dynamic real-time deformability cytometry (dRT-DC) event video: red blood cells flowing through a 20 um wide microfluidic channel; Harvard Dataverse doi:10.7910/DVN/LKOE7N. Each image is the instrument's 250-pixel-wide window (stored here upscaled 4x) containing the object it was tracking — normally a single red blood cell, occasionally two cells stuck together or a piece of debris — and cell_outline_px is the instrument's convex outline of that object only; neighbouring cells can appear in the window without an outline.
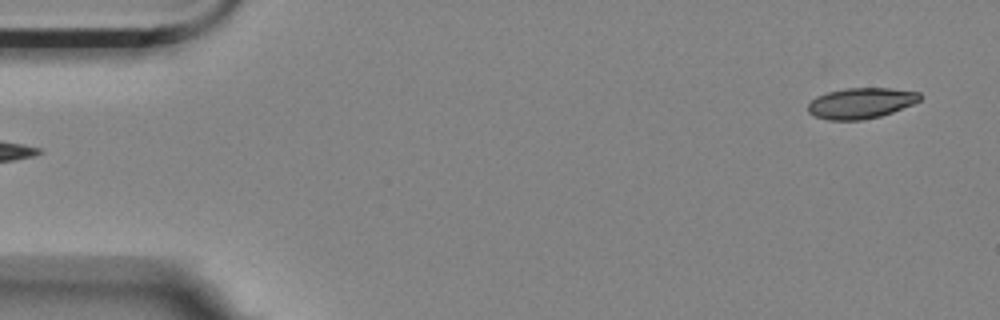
{"species": "Egyptian fruit bat (a non-hibernating species)", "species_latin": "Rousettus aegyptiacus", "temperature_condition": "room temperature", "stored_images_in_passage": 2, "camera_frame_rate_fps": 3000, "um_per_image_px": 0.085, "animal": {"sex": "female"}, "frame": {"image": 1, "passage_image": 2, "time_ms": 0.333, "image_size_px": [1000, 320], "cell_outline_px": [[924, 96], [920, 100], [912, 104], [892, 112], [880, 116], [860, 120], [828, 120], [812, 116], [808, 112], [808, 104], [816, 96], [828, 92], [844, 88], [888, 88], [920, 92]], "centroid_in_image_um": [73.17, 8.76], "position_along_channel_um": 11.8, "area_um2": 20.11}}